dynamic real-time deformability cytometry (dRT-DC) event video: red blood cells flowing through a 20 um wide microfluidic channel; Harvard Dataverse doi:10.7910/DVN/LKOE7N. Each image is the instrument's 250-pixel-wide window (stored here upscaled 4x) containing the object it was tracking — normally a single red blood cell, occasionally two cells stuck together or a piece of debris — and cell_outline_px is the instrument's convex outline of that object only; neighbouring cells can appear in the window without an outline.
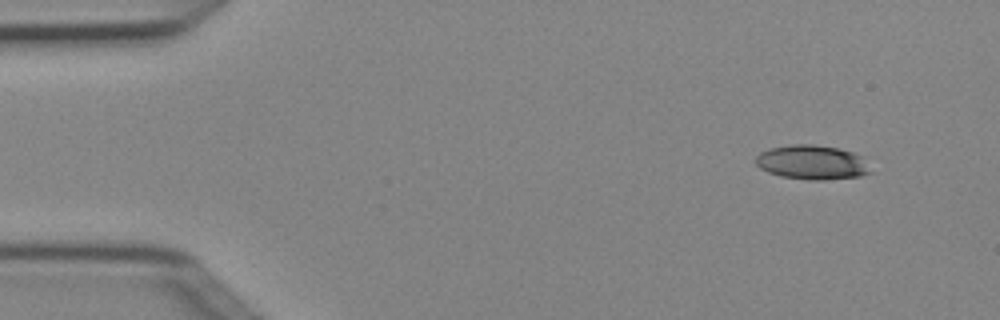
{"species": "Egyptian fruit bat (a non-hibernating species)", "species_latin": "Rousettus aegyptiacus", "temperature_condition": "cold", "stored_images_in_passage": 6, "camera_frame_rate_fps": 3000, "um_per_image_px": 0.085, "animal": {"sex": "female"}, "frame": {"image": 1, "passage_image": 1, "time_ms": 0.0, "image_size_px": [1000, 320], "cell_outline_px": [[872, 172], [860, 176], [824, 180], [808, 180], [780, 176], [768, 172], [760, 168], [756, 164], [756, 156], [760, 152], [772, 148], [788, 144], [812, 144], [836, 148], [852, 152], [860, 156]], "centroid_in_image_um": [68.99, 13.8], "position_along_channel_um": 16.0, "area_um2": 22.83}}
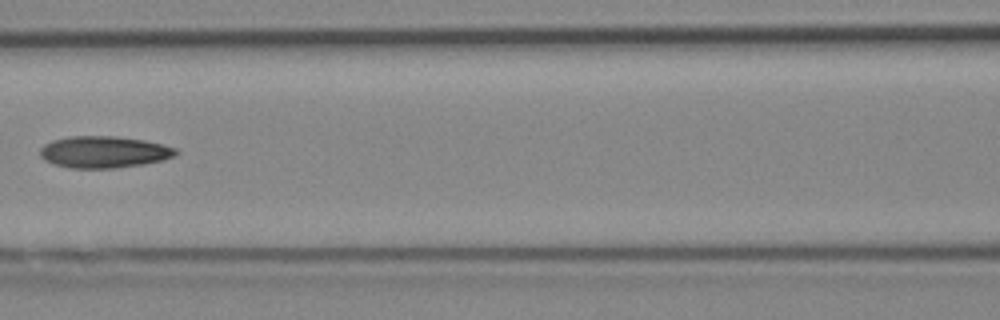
{"frame": {"image": 2, "passage_image": 5, "time_ms": 1.333, "image_size_px": [1000, 320], "cell_outline_px": [[180, 152], [176, 156], [164, 160], [144, 164], [116, 168], [68, 168], [52, 164], [44, 160], [40, 156], [40, 148], [44, 144], [52, 140], [68, 136], [116, 136], [144, 140], [176, 148]], "centroid_in_image_um": [8.83, 12.92], "position_along_channel_um": 157.8, "area_um2": 25.43}}
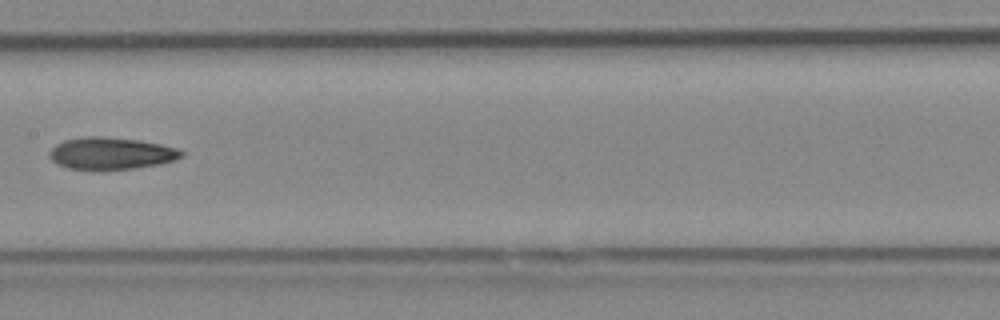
{"frame": {"image": 3, "passage_image": 6, "time_ms": 1.667, "image_size_px": [1000, 320], "cell_outline_px": [[184, 156], [160, 164], [136, 168], [68, 168], [56, 164], [48, 156], [48, 152], [56, 144], [64, 140], [84, 136], [104, 136], [140, 140], [160, 144], [176, 148], [184, 152]], "centroid_in_image_um": [9.42, 13.01], "position_along_channel_um": 198.0, "area_um2": 24.39}}